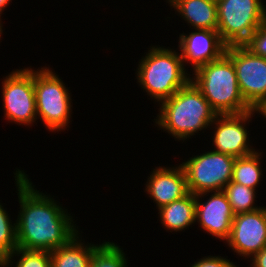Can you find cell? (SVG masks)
Returning a JSON list of instances; mask_svg holds the SVG:
<instances>
[{
    "mask_svg": "<svg viewBox=\"0 0 266 267\" xmlns=\"http://www.w3.org/2000/svg\"><path fill=\"white\" fill-rule=\"evenodd\" d=\"M14 170L20 206L15 219L18 248L52 251L67 244L80 232L75 214L68 212L54 195L37 190L25 170Z\"/></svg>",
    "mask_w": 266,
    "mask_h": 267,
    "instance_id": "6da1fadb",
    "label": "cell"
},
{
    "mask_svg": "<svg viewBox=\"0 0 266 267\" xmlns=\"http://www.w3.org/2000/svg\"><path fill=\"white\" fill-rule=\"evenodd\" d=\"M158 106L159 113L154 118V126L178 142L187 143L196 134L206 132L217 116L192 81Z\"/></svg>",
    "mask_w": 266,
    "mask_h": 267,
    "instance_id": "7a4b0ae2",
    "label": "cell"
},
{
    "mask_svg": "<svg viewBox=\"0 0 266 267\" xmlns=\"http://www.w3.org/2000/svg\"><path fill=\"white\" fill-rule=\"evenodd\" d=\"M174 47L151 44L134 69L136 83L157 105L191 81V73Z\"/></svg>",
    "mask_w": 266,
    "mask_h": 267,
    "instance_id": "3957f363",
    "label": "cell"
},
{
    "mask_svg": "<svg viewBox=\"0 0 266 267\" xmlns=\"http://www.w3.org/2000/svg\"><path fill=\"white\" fill-rule=\"evenodd\" d=\"M191 81L217 115L240 114L252 110L240 93L234 65L225 54L196 69L191 74Z\"/></svg>",
    "mask_w": 266,
    "mask_h": 267,
    "instance_id": "277c9868",
    "label": "cell"
},
{
    "mask_svg": "<svg viewBox=\"0 0 266 267\" xmlns=\"http://www.w3.org/2000/svg\"><path fill=\"white\" fill-rule=\"evenodd\" d=\"M48 66V67H47ZM34 69V93L36 100L37 118L43 123L48 132L60 133L70 128L72 118L73 98L54 69L49 65ZM72 103V104H71Z\"/></svg>",
    "mask_w": 266,
    "mask_h": 267,
    "instance_id": "5b68a950",
    "label": "cell"
},
{
    "mask_svg": "<svg viewBox=\"0 0 266 267\" xmlns=\"http://www.w3.org/2000/svg\"><path fill=\"white\" fill-rule=\"evenodd\" d=\"M13 69L1 79L4 119L30 128L38 120L34 93V68ZM30 126V127H29Z\"/></svg>",
    "mask_w": 266,
    "mask_h": 267,
    "instance_id": "8992f818",
    "label": "cell"
},
{
    "mask_svg": "<svg viewBox=\"0 0 266 267\" xmlns=\"http://www.w3.org/2000/svg\"><path fill=\"white\" fill-rule=\"evenodd\" d=\"M216 3L217 31L227 46L242 45L266 19L263 0H218Z\"/></svg>",
    "mask_w": 266,
    "mask_h": 267,
    "instance_id": "52a82bcc",
    "label": "cell"
},
{
    "mask_svg": "<svg viewBox=\"0 0 266 267\" xmlns=\"http://www.w3.org/2000/svg\"><path fill=\"white\" fill-rule=\"evenodd\" d=\"M235 157L203 150L179 163L184 169L188 191L194 195L202 192L223 191L232 180Z\"/></svg>",
    "mask_w": 266,
    "mask_h": 267,
    "instance_id": "ba28073f",
    "label": "cell"
},
{
    "mask_svg": "<svg viewBox=\"0 0 266 267\" xmlns=\"http://www.w3.org/2000/svg\"><path fill=\"white\" fill-rule=\"evenodd\" d=\"M255 116L253 109L240 114L217 115L209 127V130H213L210 132L213 146L211 150L235 158L255 153L258 148H254L252 136L249 138L251 134L248 130L249 123H252Z\"/></svg>",
    "mask_w": 266,
    "mask_h": 267,
    "instance_id": "9c48e42d",
    "label": "cell"
},
{
    "mask_svg": "<svg viewBox=\"0 0 266 267\" xmlns=\"http://www.w3.org/2000/svg\"><path fill=\"white\" fill-rule=\"evenodd\" d=\"M225 55L234 65L243 99L254 109L266 98V58L251 53L243 45L227 46Z\"/></svg>",
    "mask_w": 266,
    "mask_h": 267,
    "instance_id": "30bf717a",
    "label": "cell"
},
{
    "mask_svg": "<svg viewBox=\"0 0 266 267\" xmlns=\"http://www.w3.org/2000/svg\"><path fill=\"white\" fill-rule=\"evenodd\" d=\"M224 243L247 261L261 251L266 246V206L236 214L230 235Z\"/></svg>",
    "mask_w": 266,
    "mask_h": 267,
    "instance_id": "8fae6325",
    "label": "cell"
},
{
    "mask_svg": "<svg viewBox=\"0 0 266 267\" xmlns=\"http://www.w3.org/2000/svg\"><path fill=\"white\" fill-rule=\"evenodd\" d=\"M234 216L223 191L196 194L195 222L208 235L225 242L230 235Z\"/></svg>",
    "mask_w": 266,
    "mask_h": 267,
    "instance_id": "7c38bea8",
    "label": "cell"
},
{
    "mask_svg": "<svg viewBox=\"0 0 266 267\" xmlns=\"http://www.w3.org/2000/svg\"><path fill=\"white\" fill-rule=\"evenodd\" d=\"M192 30L187 33L183 31L177 37L179 38L177 48L185 68L189 70L188 68L191 66L190 73L202 65L220 59L225 54L227 47L217 30Z\"/></svg>",
    "mask_w": 266,
    "mask_h": 267,
    "instance_id": "4fadbf2b",
    "label": "cell"
},
{
    "mask_svg": "<svg viewBox=\"0 0 266 267\" xmlns=\"http://www.w3.org/2000/svg\"><path fill=\"white\" fill-rule=\"evenodd\" d=\"M149 172L144 192L153 200L156 209L186 196L189 191L186 175L180 164L155 166Z\"/></svg>",
    "mask_w": 266,
    "mask_h": 267,
    "instance_id": "5bb4252c",
    "label": "cell"
},
{
    "mask_svg": "<svg viewBox=\"0 0 266 267\" xmlns=\"http://www.w3.org/2000/svg\"><path fill=\"white\" fill-rule=\"evenodd\" d=\"M189 29L217 30V3L213 0H165Z\"/></svg>",
    "mask_w": 266,
    "mask_h": 267,
    "instance_id": "9a60e30c",
    "label": "cell"
},
{
    "mask_svg": "<svg viewBox=\"0 0 266 267\" xmlns=\"http://www.w3.org/2000/svg\"><path fill=\"white\" fill-rule=\"evenodd\" d=\"M158 219L166 232H184L196 224V195L188 193L158 210Z\"/></svg>",
    "mask_w": 266,
    "mask_h": 267,
    "instance_id": "2e32d148",
    "label": "cell"
},
{
    "mask_svg": "<svg viewBox=\"0 0 266 267\" xmlns=\"http://www.w3.org/2000/svg\"><path fill=\"white\" fill-rule=\"evenodd\" d=\"M82 233L81 230L67 244L50 251L51 267H89L93 250L99 244L86 243Z\"/></svg>",
    "mask_w": 266,
    "mask_h": 267,
    "instance_id": "e0dca14e",
    "label": "cell"
},
{
    "mask_svg": "<svg viewBox=\"0 0 266 267\" xmlns=\"http://www.w3.org/2000/svg\"><path fill=\"white\" fill-rule=\"evenodd\" d=\"M262 153L264 152L261 148V151L258 149L248 156L235 158L231 181L258 190L265 174L262 171Z\"/></svg>",
    "mask_w": 266,
    "mask_h": 267,
    "instance_id": "ac0fdd59",
    "label": "cell"
},
{
    "mask_svg": "<svg viewBox=\"0 0 266 267\" xmlns=\"http://www.w3.org/2000/svg\"><path fill=\"white\" fill-rule=\"evenodd\" d=\"M257 191L232 181L223 189L235 215L252 212L263 207V204L261 206L256 204L258 203V200H256L258 198Z\"/></svg>",
    "mask_w": 266,
    "mask_h": 267,
    "instance_id": "d6986e66",
    "label": "cell"
},
{
    "mask_svg": "<svg viewBox=\"0 0 266 267\" xmlns=\"http://www.w3.org/2000/svg\"><path fill=\"white\" fill-rule=\"evenodd\" d=\"M115 241L103 240L93 250L89 267H128V256Z\"/></svg>",
    "mask_w": 266,
    "mask_h": 267,
    "instance_id": "ffe728a7",
    "label": "cell"
},
{
    "mask_svg": "<svg viewBox=\"0 0 266 267\" xmlns=\"http://www.w3.org/2000/svg\"><path fill=\"white\" fill-rule=\"evenodd\" d=\"M12 266L51 267L50 251L16 248L6 259V267Z\"/></svg>",
    "mask_w": 266,
    "mask_h": 267,
    "instance_id": "44dd1931",
    "label": "cell"
},
{
    "mask_svg": "<svg viewBox=\"0 0 266 267\" xmlns=\"http://www.w3.org/2000/svg\"><path fill=\"white\" fill-rule=\"evenodd\" d=\"M1 201V200H0ZM5 203L0 202V252L7 258L16 248V221H12Z\"/></svg>",
    "mask_w": 266,
    "mask_h": 267,
    "instance_id": "7402d4cb",
    "label": "cell"
},
{
    "mask_svg": "<svg viewBox=\"0 0 266 267\" xmlns=\"http://www.w3.org/2000/svg\"><path fill=\"white\" fill-rule=\"evenodd\" d=\"M242 45L251 53L266 58V19Z\"/></svg>",
    "mask_w": 266,
    "mask_h": 267,
    "instance_id": "603a6c76",
    "label": "cell"
},
{
    "mask_svg": "<svg viewBox=\"0 0 266 267\" xmlns=\"http://www.w3.org/2000/svg\"><path fill=\"white\" fill-rule=\"evenodd\" d=\"M226 257V258H225ZM228 256H220V255H207L200 259L197 258L193 264L189 265V267H239L240 265H236L233 260L230 261Z\"/></svg>",
    "mask_w": 266,
    "mask_h": 267,
    "instance_id": "cb8c5ba5",
    "label": "cell"
},
{
    "mask_svg": "<svg viewBox=\"0 0 266 267\" xmlns=\"http://www.w3.org/2000/svg\"><path fill=\"white\" fill-rule=\"evenodd\" d=\"M248 261L249 267H266V246Z\"/></svg>",
    "mask_w": 266,
    "mask_h": 267,
    "instance_id": "d4e9b609",
    "label": "cell"
},
{
    "mask_svg": "<svg viewBox=\"0 0 266 267\" xmlns=\"http://www.w3.org/2000/svg\"><path fill=\"white\" fill-rule=\"evenodd\" d=\"M255 114H257V117H261L264 121H266V98L264 100H262L254 109Z\"/></svg>",
    "mask_w": 266,
    "mask_h": 267,
    "instance_id": "484cf974",
    "label": "cell"
},
{
    "mask_svg": "<svg viewBox=\"0 0 266 267\" xmlns=\"http://www.w3.org/2000/svg\"><path fill=\"white\" fill-rule=\"evenodd\" d=\"M12 3V0H0V18L2 19V15L6 14L3 13L5 10H7L6 8Z\"/></svg>",
    "mask_w": 266,
    "mask_h": 267,
    "instance_id": "4316f807",
    "label": "cell"
},
{
    "mask_svg": "<svg viewBox=\"0 0 266 267\" xmlns=\"http://www.w3.org/2000/svg\"><path fill=\"white\" fill-rule=\"evenodd\" d=\"M6 257L0 252V267H6Z\"/></svg>",
    "mask_w": 266,
    "mask_h": 267,
    "instance_id": "83f0119b",
    "label": "cell"
},
{
    "mask_svg": "<svg viewBox=\"0 0 266 267\" xmlns=\"http://www.w3.org/2000/svg\"><path fill=\"white\" fill-rule=\"evenodd\" d=\"M2 20L3 19L0 18V43L2 42L1 41L2 39L1 38H2V35L4 34V32H3L4 31V29H3V25H4L3 23L4 22Z\"/></svg>",
    "mask_w": 266,
    "mask_h": 267,
    "instance_id": "f1b7e54d",
    "label": "cell"
}]
</instances>
